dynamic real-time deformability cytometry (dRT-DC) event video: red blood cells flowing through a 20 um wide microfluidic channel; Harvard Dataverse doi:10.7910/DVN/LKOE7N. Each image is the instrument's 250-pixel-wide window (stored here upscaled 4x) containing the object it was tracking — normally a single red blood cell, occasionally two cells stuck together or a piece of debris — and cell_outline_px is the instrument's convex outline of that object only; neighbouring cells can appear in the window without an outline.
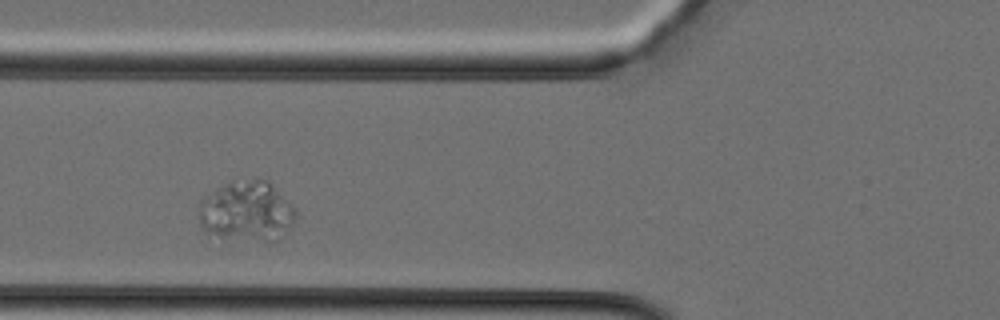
{"species": "Egyptian fruit bat (a non-hibernating species)", "species_latin": "Rousettus aegyptiacus", "temperature_condition": "cold", "stored_images_in_passage": 29, "camera_frame_rate_fps": 3000, "um_per_image_px": 0.085, "animal": {"sex": "female"}, "frame": {"image": 1, "passage_image": 5, "time_ms": 1.333, "image_size_px": [1000, 320], "cell_outline_px": [[296, 216], [280, 240], [264, 240], [220, 236], [204, 232], [200, 224], [200, 200], [216, 188], [232, 180], [268, 180], [296, 208]], "centroid_in_image_um": [20.98, 17.93], "position_along_channel_um": 104.8, "area_um2": 33.64}}
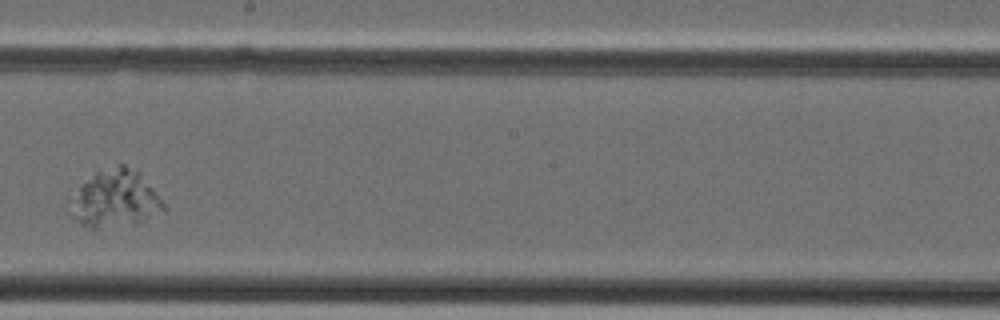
{"frame": {"image": 2, "passage_image": 13, "time_ms": 4.0, "image_size_px": [1000, 320], "cell_outline_px": [[168, 208], [164, 212], [136, 224], [92, 232], [80, 224], [72, 216], [68, 200], [68, 196], [80, 184], [96, 172], [116, 164], [124, 164], [140, 172], [156, 192]], "centroid_in_image_um": [9.75, 16.95], "position_along_channel_um": 238.5, "area_um2": 32.54}}
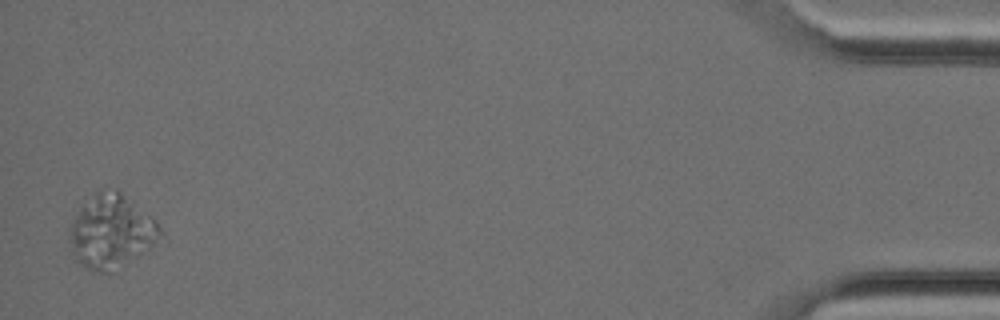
{"frame": {"image": 3, "passage_image": 29, "time_ms": 9.333, "image_size_px": [1000, 320], "cell_outline_px": [[168, 240], [112, 272], [92, 272], [84, 268], [72, 260], [68, 240], [68, 228], [80, 208], [100, 188], [120, 192], [152, 216], [156, 220]], "centroid_in_image_um": [9.5, 19.76], "position_along_channel_um": 425.7, "area_um2": 40.23}}